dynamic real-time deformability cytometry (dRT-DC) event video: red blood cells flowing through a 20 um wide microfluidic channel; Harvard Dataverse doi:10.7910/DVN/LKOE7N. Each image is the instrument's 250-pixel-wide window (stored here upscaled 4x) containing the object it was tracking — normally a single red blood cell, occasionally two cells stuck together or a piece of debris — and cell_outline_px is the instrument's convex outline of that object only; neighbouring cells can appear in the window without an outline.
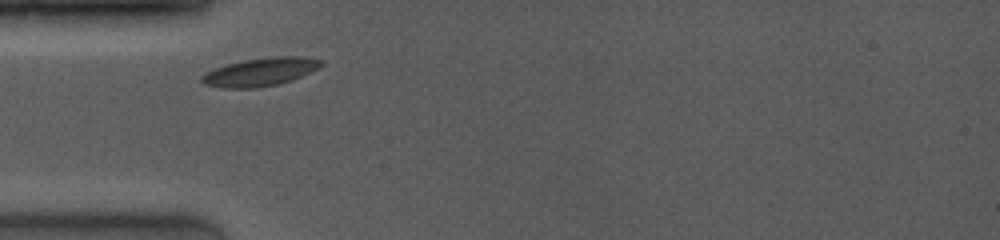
{"species": "common noctule bat (a hibernating species)", "species_latin": "Nyctalus noctula", "temperature_condition": "room temperature", "stored_images_in_passage": 7, "camera_frame_rate_fps": 4000, "um_per_image_px": 0.085, "animal": {"sex": "female", "body_mass_g": 19.0, "forearm_length_mm": 53.3}, "frame": {"image": 1, "passage_image": 1, "time_ms": 0.0, "image_size_px": [1000, 240], "cell_outline_px": [[324, 64], [320, 68], [312, 72], [292, 80], [276, 84], [256, 88], [220, 88], [204, 84], [200, 80], [200, 76], [216, 68], [228, 64], [244, 60], [272, 56], [300, 56], [324, 60]], "centroid_in_image_um": [22.18, 6.11], "position_along_channel_um": 62.8, "area_um2": 19.71}}
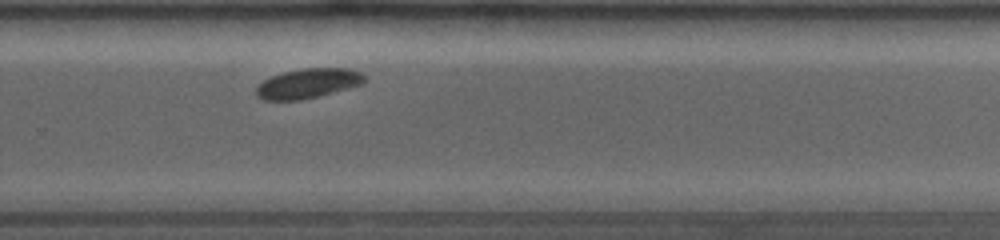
{"frame": {"image": 2, "passage_image": 7, "time_ms": 6.25, "image_size_px": [1000, 240], "cell_outline_px": [[368, 76], [360, 84], [348, 88], [320, 96], [300, 100], [264, 100], [256, 96], [256, 88], [264, 80], [272, 76], [284, 72], [304, 68], [348, 68], [364, 72]], "centroid_in_image_um": [26.22, 7.08], "position_along_channel_um": 303.6, "area_um2": 18.79}}